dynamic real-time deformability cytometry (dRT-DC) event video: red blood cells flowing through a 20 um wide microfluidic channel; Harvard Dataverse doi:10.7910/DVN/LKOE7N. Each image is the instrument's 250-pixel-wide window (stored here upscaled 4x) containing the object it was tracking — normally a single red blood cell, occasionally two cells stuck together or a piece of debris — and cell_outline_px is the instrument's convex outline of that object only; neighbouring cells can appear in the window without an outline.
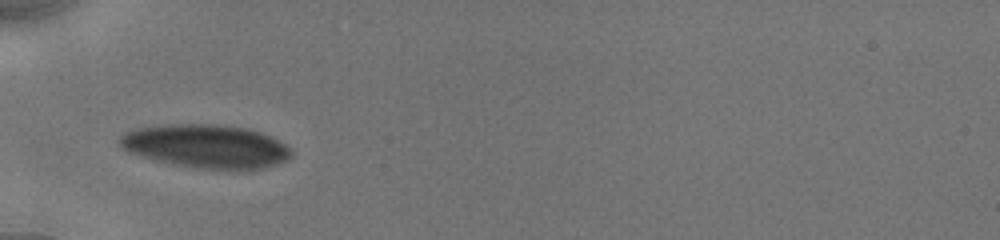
{"species": "human", "species_latin": "Homo sapiens", "temperature_condition": "cold", "stored_images_in_passage": 38, "camera_frame_rate_fps": 3000, "um_per_image_px": 0.085, "donor": {"sex": "male"}, "frame": {"image": 1, "passage_image": 1, "time_ms": 0.0, "image_size_px": [1000, 240], "cell_outline_px": [[292, 156], [288, 160], [264, 168], [200, 168], [176, 164], [128, 152], [120, 144], [120, 136], [124, 132], [140, 128], [168, 124], [216, 124], [248, 128], [260, 132], [284, 144], [292, 152]], "centroid_in_image_um": [17.53, 12.41], "position_along_channel_um": 67.5, "area_um2": 42.54}}
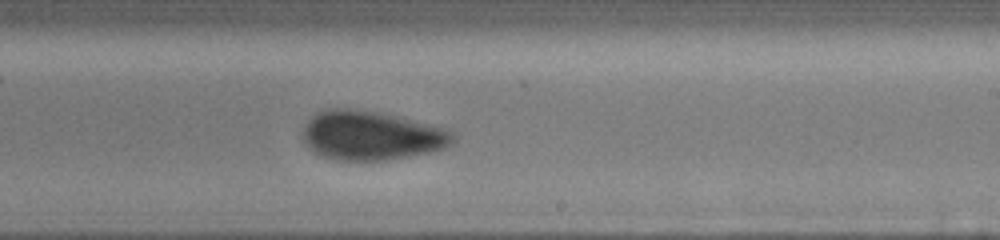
{"frame": {"image": 2, "passage_image": 13, "time_ms": 5.0, "image_size_px": [1000, 240], "cell_outline_px": [[456, 140], [444, 148], [428, 152], [388, 160], [336, 160], [320, 156], [312, 152], [308, 148], [300, 136], [300, 132], [304, 124], [312, 116], [328, 108], [348, 108], [376, 112], [396, 116], [444, 128], [456, 132]], "centroid_in_image_um": [31.5, 11.53], "position_along_channel_um": 257.5, "area_um2": 43.23}}
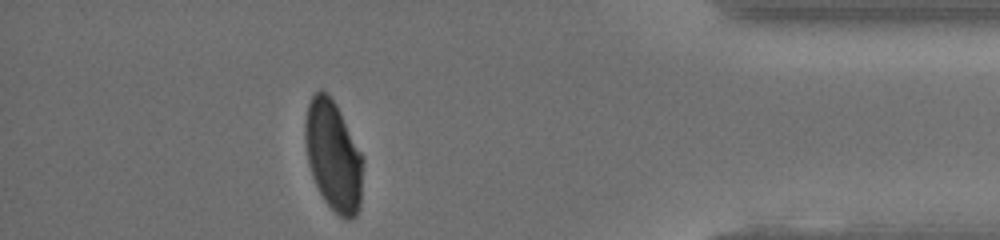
{"frame": {"image": 3, "passage_image": 33, "time_ms": 9.667, "image_size_px": [1000, 240], "cell_outline_px": [[364, 164], [360, 208], [356, 216], [348, 220], [340, 216], [324, 200], [312, 176], [308, 160], [304, 136], [304, 124], [308, 104], [312, 96], [320, 88], [328, 92], [336, 104], [364, 160]], "centroid_in_image_um": [28.34, 13.24], "position_along_channel_um": 406.9, "area_um2": 37.11}, "authors_computed_cell_mechanics": {"area_um2": 41.5582, "velocity_mm_per_s": 3.9034, "shape_relaxation_time_tau1_ms": 4.784, "shape_relaxation_time_tau2_ms": 1.1069, "deformation_change_tau1": 0.1045, "deformation_change_tau2": 0.0425}}